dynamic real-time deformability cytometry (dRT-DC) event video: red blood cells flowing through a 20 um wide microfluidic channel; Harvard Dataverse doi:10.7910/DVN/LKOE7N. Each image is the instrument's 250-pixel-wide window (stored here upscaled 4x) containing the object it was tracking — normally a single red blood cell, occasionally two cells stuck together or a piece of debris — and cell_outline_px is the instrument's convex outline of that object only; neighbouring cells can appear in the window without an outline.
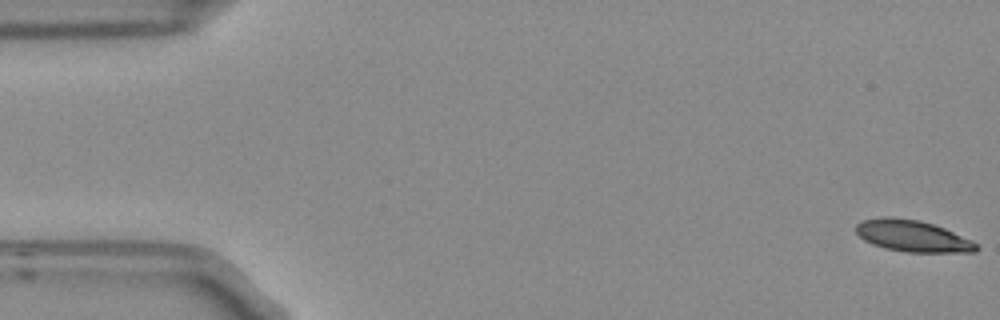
{"species": "Egyptian fruit bat (a non-hibernating species)", "species_latin": "Rousettus aegyptiacus", "temperature_condition": "room temperature", "stored_images_in_passage": 5, "camera_frame_rate_fps": 3000, "um_per_image_px": 0.085, "frame": {"image": 1, "passage_image": 1, "time_ms": 0.0, "image_size_px": [1000, 320], "cell_outline_px": [[980, 248], [976, 252], [904, 252], [884, 248], [872, 244], [864, 240], [856, 232], [856, 224], [864, 220], [920, 220], [944, 228], [972, 240]], "centroid_in_image_um": [77.64, 20.12], "position_along_channel_um": 7.4, "area_um2": 21.27}}
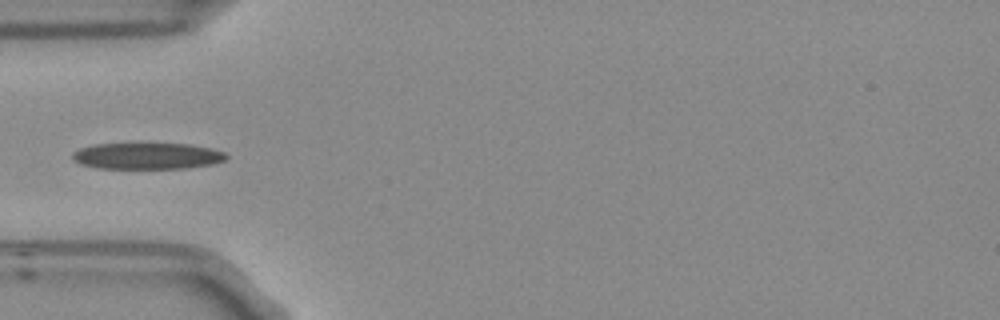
{"frame": {"image": 2, "passage_image": 5, "time_ms": 1.333, "image_size_px": [1000, 320], "cell_outline_px": [[228, 156], [224, 160], [212, 164], [184, 168], [96, 168], [80, 164], [72, 160], [72, 152], [80, 148], [92, 144], [188, 144], [212, 148], [224, 152]], "centroid_in_image_um": [12.47, 13.26], "position_along_channel_um": 72.5, "area_um2": 23.58}}